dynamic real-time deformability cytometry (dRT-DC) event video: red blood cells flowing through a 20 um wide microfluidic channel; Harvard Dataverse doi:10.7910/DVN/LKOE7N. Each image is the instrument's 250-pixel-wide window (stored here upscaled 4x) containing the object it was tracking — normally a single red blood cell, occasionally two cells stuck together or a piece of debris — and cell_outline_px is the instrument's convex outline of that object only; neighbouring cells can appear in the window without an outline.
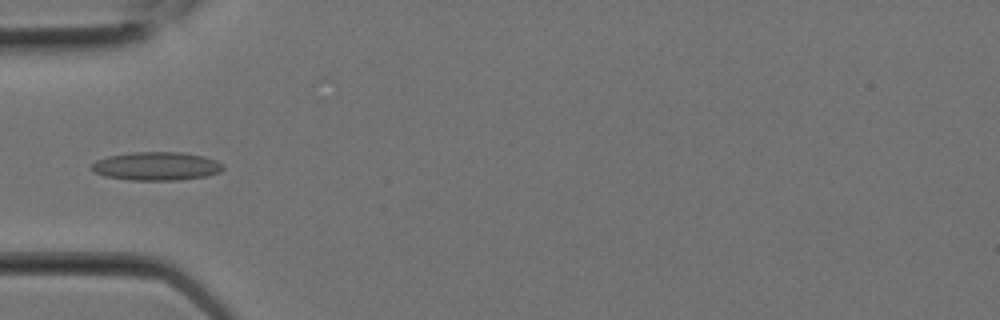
{"species": "Egyptian fruit bat (a non-hibernating species)", "species_latin": "Rousettus aegyptiacus", "temperature_condition": "room temperature", "stored_images_in_passage": 9, "camera_frame_rate_fps": 3000, "um_per_image_px": 0.085, "animal": {"sex": "female"}, "frame": {"image": 1, "passage_image": 7, "time_ms": 2.0, "image_size_px": [1000, 320], "cell_outline_px": [[224, 168], [220, 172], [204, 176], [176, 180], [132, 180], [104, 176], [92, 172], [92, 164], [96, 160], [108, 156], [132, 152], [180, 152], [204, 156], [216, 160], [224, 164]], "centroid_in_image_um": [13.29, 14.12], "position_along_channel_um": 71.7, "area_um2": 21.79}}
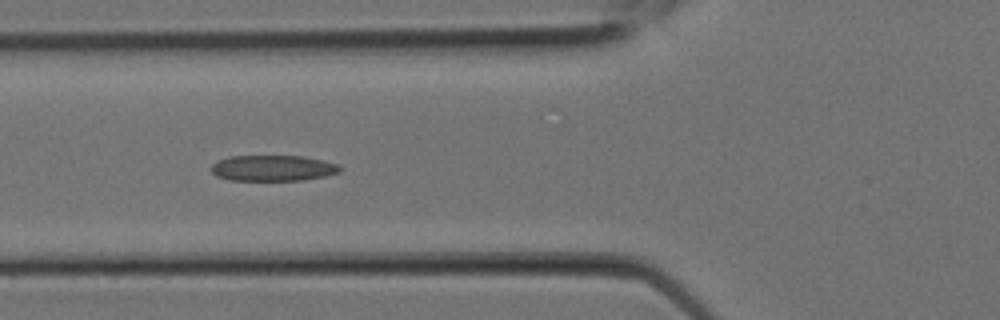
{"frame": {"image": 2, "passage_image": 8, "time_ms": 2.333, "image_size_px": [1000, 320], "cell_outline_px": [[340, 172], [324, 176], [300, 180], [228, 180], [216, 176], [212, 172], [212, 164], [216, 160], [228, 156], [304, 156], [324, 160], [340, 164]], "centroid_in_image_um": [23.18, 14.28], "position_along_channel_um": 102.6, "area_um2": 19.48}}
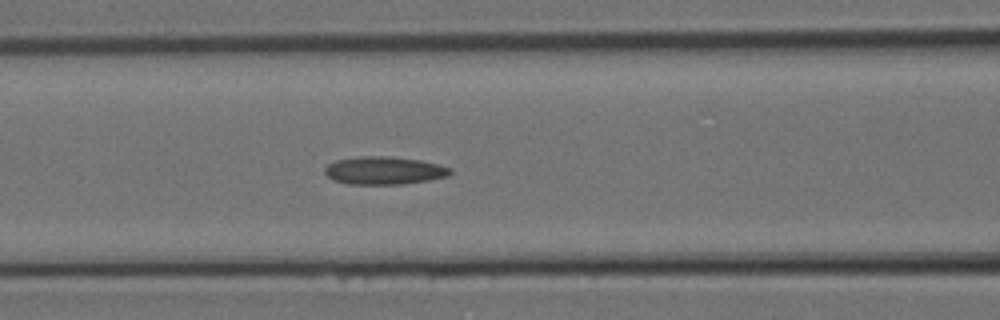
{"frame": {"image": 3, "passage_image": 9, "time_ms": 2.667, "image_size_px": [1000, 320], "cell_outline_px": [[452, 172], [448, 176], [428, 180], [400, 184], [348, 184], [332, 180], [324, 172], [324, 168], [328, 164], [336, 160], [360, 156], [388, 156], [420, 160], [440, 164], [452, 168]], "centroid_in_image_um": [32.65, 14.49], "position_along_channel_um": 134.0, "area_um2": 20.46}}